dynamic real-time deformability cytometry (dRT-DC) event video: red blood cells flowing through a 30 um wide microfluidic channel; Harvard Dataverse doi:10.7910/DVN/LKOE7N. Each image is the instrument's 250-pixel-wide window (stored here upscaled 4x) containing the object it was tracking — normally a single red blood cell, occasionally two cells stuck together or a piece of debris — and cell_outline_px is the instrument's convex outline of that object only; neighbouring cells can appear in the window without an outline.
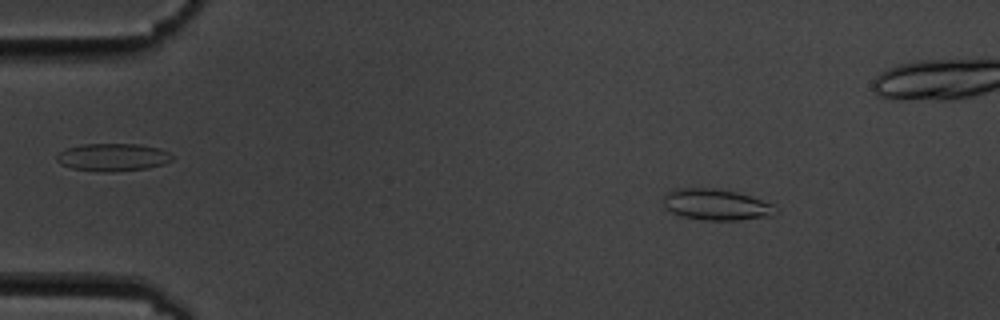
{"species": "common noctule bat (a hibernating species)", "species_latin": "Nyctalus noctula", "temperature_condition": "cold", "stored_images_in_passage": 7, "camera_frame_rate_fps": 3000, "um_per_image_px": 0.085, "animal": {"sex": "male", "body_mass_g": 19.5, "forearm_length_mm": 54.6}, "frame": {"image": 1, "passage_image": 2, "time_ms": 1.0, "image_size_px": [1000, 320], "cell_outline_px": [[772, 216], [740, 220], [704, 220], [684, 216], [672, 212], [664, 208], [664, 196], [668, 192], [676, 188], [716, 188], [736, 192], [772, 204]], "centroid_in_image_um": [60.8, 17.39], "position_along_channel_um": 24.2, "area_um2": 19.94}}
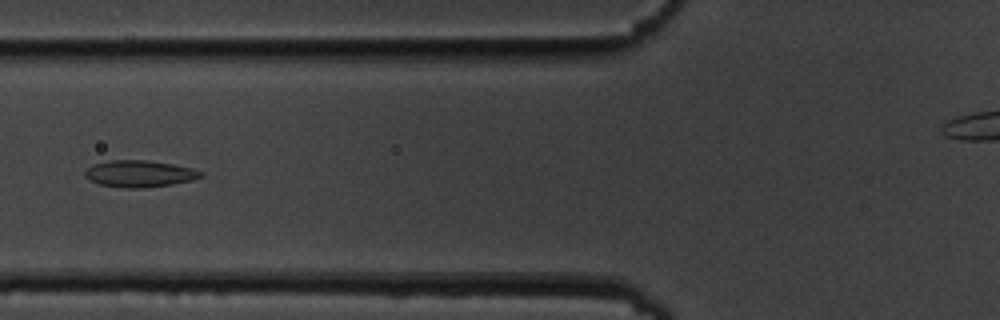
{"frame": {"image": 2, "passage_image": 6, "time_ms": 5.667, "image_size_px": [1000, 320], "cell_outline_px": [[204, 176], [192, 180], [172, 184], [140, 188], [124, 188], [100, 184], [88, 180], [84, 176], [84, 172], [92, 164], [112, 160], [148, 160], [172, 164], [192, 168], [204, 172]], "centroid_in_image_um": [11.85, 14.76], "position_along_channel_um": 113.9, "area_um2": 18.09}}
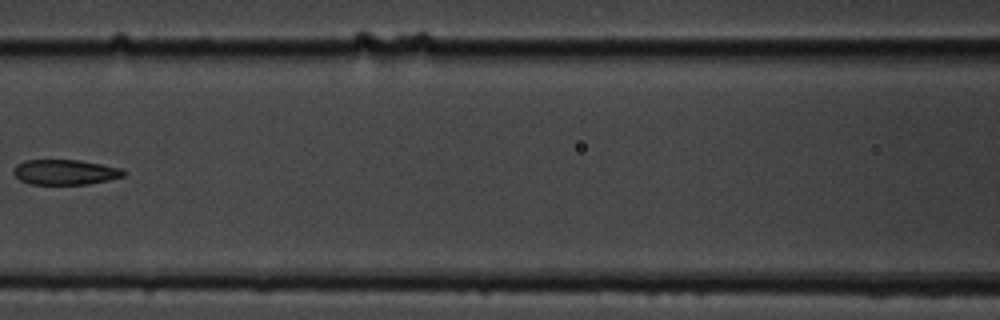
{"frame": {"image": 3, "passage_image": 7, "time_ms": 7.0, "image_size_px": [1000, 320], "cell_outline_px": [[128, 172], [124, 176], [108, 180], [88, 184], [28, 184], [20, 180], [12, 172], [16, 164], [24, 160], [80, 160], [124, 168]], "centroid_in_image_um": [5.56, 14.62], "position_along_channel_um": 161.0, "area_um2": 16.36}}